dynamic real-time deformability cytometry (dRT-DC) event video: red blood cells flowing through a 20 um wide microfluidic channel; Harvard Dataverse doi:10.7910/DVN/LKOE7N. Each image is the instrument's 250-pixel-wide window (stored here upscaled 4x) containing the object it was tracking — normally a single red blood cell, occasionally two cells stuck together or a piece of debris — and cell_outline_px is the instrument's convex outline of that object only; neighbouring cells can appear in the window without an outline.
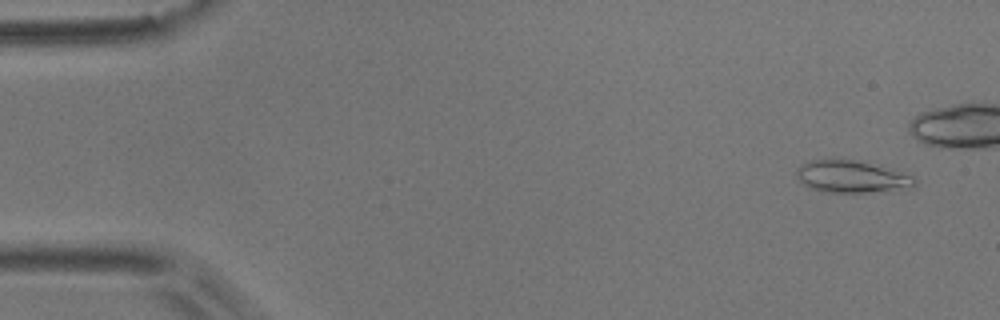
{"species": "common noctule bat (a hibernating species)", "species_latin": "Nyctalus noctula", "temperature_condition": "room temperature", "stored_images_in_passage": 6, "camera_frame_rate_fps": 3000, "um_per_image_px": 0.085, "animal": {"sex": "male", "body_mass_g": 17.9}, "frame": {"image": 1, "passage_image": 3, "time_ms": 0.667, "image_size_px": [1000, 320], "cell_outline_px": [[916, 188], [868, 192], [828, 192], [812, 188], [804, 184], [796, 176], [796, 172], [808, 160], [852, 160], [868, 164], [912, 176], [916, 180]], "centroid_in_image_um": [72.4, 15.05], "position_along_channel_um": 12.6, "area_um2": 21.33}}